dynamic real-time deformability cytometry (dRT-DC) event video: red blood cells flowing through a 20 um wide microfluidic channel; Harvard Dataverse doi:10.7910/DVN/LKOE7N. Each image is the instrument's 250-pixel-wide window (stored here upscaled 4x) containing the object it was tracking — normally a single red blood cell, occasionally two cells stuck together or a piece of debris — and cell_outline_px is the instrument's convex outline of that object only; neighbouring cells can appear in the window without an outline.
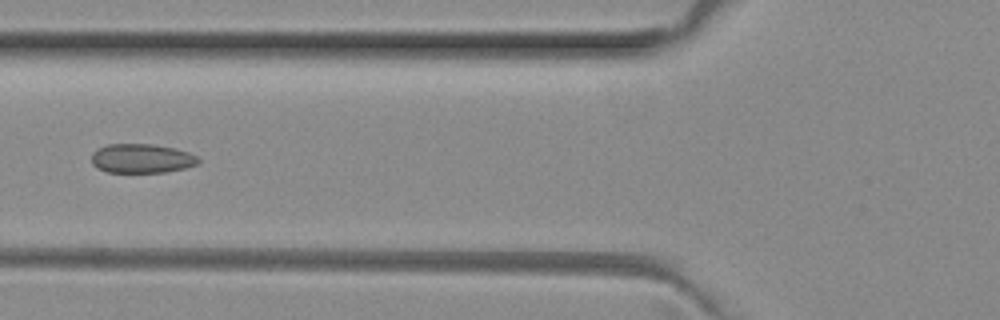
{"species": "common noctule bat (a hibernating species)", "species_latin": "Nyctalus noctula", "temperature_condition": "room temperature", "stored_images_in_passage": 2, "camera_frame_rate_fps": 3000, "um_per_image_px": 0.085, "animal": {"sex": "female", "body_mass_g": 29.2, "forearm_length_mm": 56.3}, "frame": {"image": 1, "passage_image": 2, "time_ms": 0.333, "image_size_px": [1000, 320], "cell_outline_px": [[200, 164], [184, 168], [164, 172], [108, 172], [96, 168], [92, 164], [92, 152], [96, 148], [108, 144], [152, 144], [176, 148], [188, 152], [196, 156], [200, 160]], "centroid_in_image_um": [12.03, 13.46], "position_along_channel_um": 113.8, "area_um2": 18.32}}